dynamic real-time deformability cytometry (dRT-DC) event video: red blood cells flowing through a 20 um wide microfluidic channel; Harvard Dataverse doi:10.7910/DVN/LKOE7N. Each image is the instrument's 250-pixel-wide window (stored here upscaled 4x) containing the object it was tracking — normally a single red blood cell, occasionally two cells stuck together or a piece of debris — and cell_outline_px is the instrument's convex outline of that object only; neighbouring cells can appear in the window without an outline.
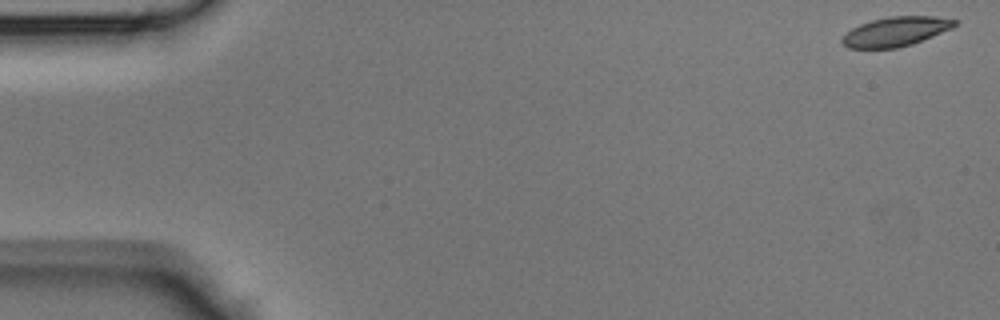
{"species": "Egyptian fruit bat (a non-hibernating species)", "species_latin": "Rousettus aegyptiacus", "temperature_condition": "room temperature", "stored_images_in_passage": 45, "camera_frame_rate_fps": 3000, "um_per_image_px": 0.085, "animal": {"sex": "male"}, "frame": {"image": 1, "passage_image": 1, "time_ms": 0.0, "image_size_px": [1000, 320], "cell_outline_px": [[956, 24], [952, 28], [912, 44], [896, 48], [848, 48], [840, 40], [852, 28], [860, 24], [872, 20], [888, 16], [936, 16], [956, 20]], "centroid_in_image_um": [76.13, 2.67], "position_along_channel_um": 8.9, "area_um2": 19.07}}
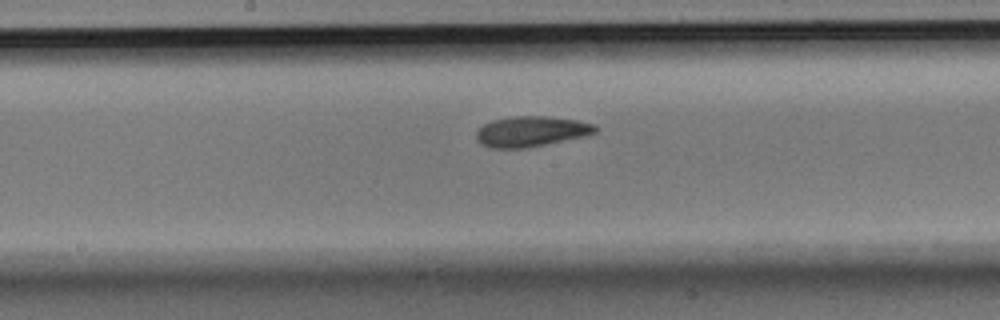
{"frame": {"image": 2, "passage_image": 23, "time_ms": 7.333, "image_size_px": [1000, 320], "cell_outline_px": [[600, 128], [596, 132], [588, 136], [528, 148], [492, 148], [480, 144], [476, 140], [476, 132], [484, 124], [492, 120], [512, 116], [548, 116], [576, 120], [596, 124]], "centroid_in_image_um": [45.19, 11.18], "position_along_channel_um": 203.0, "area_um2": 21.5}}
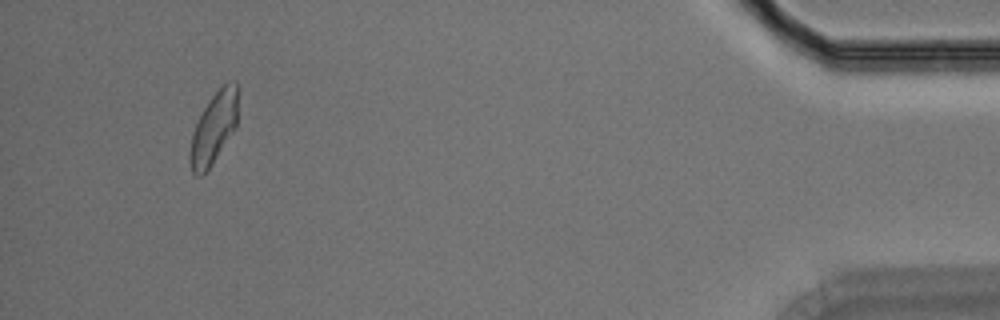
{"frame": {"image": 3, "passage_image": 42, "time_ms": 13.667, "image_size_px": [1000, 320], "cell_outline_px": [[240, 88], [236, 128], [212, 164], [200, 176], [196, 176], [192, 172], [188, 160], [188, 152], [192, 132], [204, 108], [212, 96], [228, 80], [236, 80]], "centroid_in_image_um": [18.2, 10.84], "position_along_channel_um": 417.0, "area_um2": 20.46}}